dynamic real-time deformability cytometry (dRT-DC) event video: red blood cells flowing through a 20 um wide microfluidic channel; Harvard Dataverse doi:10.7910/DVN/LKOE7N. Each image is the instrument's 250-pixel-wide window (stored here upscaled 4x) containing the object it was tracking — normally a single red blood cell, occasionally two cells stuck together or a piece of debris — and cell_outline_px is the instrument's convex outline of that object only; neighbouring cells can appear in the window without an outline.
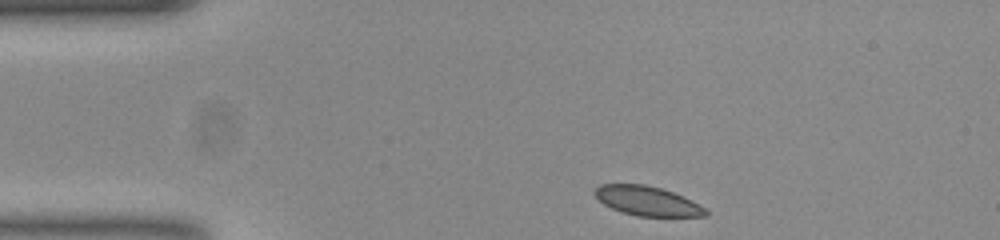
{"species": "common noctule bat (a hibernating species)", "species_latin": "Nyctalus noctula", "temperature_condition": "room temperature", "stored_images_in_passage": 45, "camera_frame_rate_fps": 3000, "um_per_image_px": 0.085, "animal": {"sex": "female", "body_mass_g": 23.0, "forearm_length_mm": 53.4}, "frame": {"image": 1, "passage_image": 1, "time_ms": 0.0, "image_size_px": [1000, 240], "cell_outline_px": [[708, 216], [636, 216], [612, 208], [604, 204], [592, 192], [600, 184], [644, 184], [660, 188], [672, 192], [700, 204], [708, 212]], "centroid_in_image_um": [55.01, 17.08], "position_along_channel_um": 30.0, "area_um2": 18.79}}
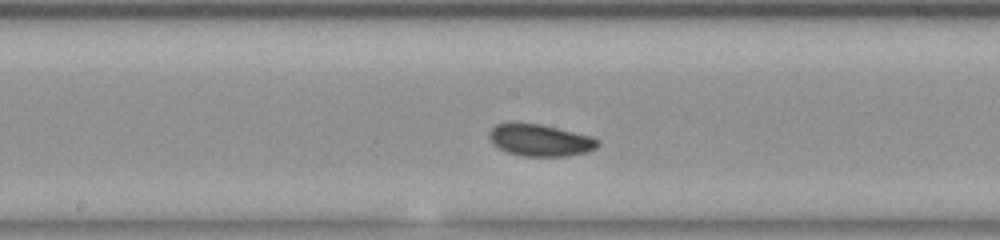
{"frame": {"image": 2, "passage_image": 19, "time_ms": 6.0, "image_size_px": [1000, 240], "cell_outline_px": [[600, 144], [596, 148], [588, 152], [568, 156], [520, 156], [508, 152], [492, 144], [488, 136], [488, 132], [496, 124], [540, 124], [592, 136], [600, 140]], "centroid_in_image_um": [45.95, 11.94], "position_along_channel_um": 202.3, "area_um2": 20.11}}
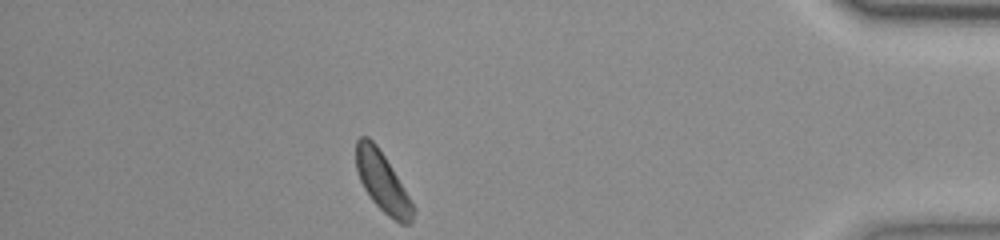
{"frame": {"image": 3, "passage_image": 39, "time_ms": 12.667, "image_size_px": [1000, 240], "cell_outline_px": [[416, 212], [412, 220], [408, 224], [400, 224], [388, 216], [372, 200], [364, 188], [360, 180], [356, 168], [356, 140], [360, 136], [368, 136], [376, 144], [392, 168], [416, 208]], "centroid_in_image_um": [32.52, 15.48], "position_along_channel_um": 402.7, "area_um2": 19.71}, "authors_computed_cell_mechanics": {"area_um2": 19.8832, "velocity_mm_per_s": 3.7256, "shape_relaxation_time_tau1_ms": 1.7698, "shape_relaxation_time_tau2_ms": null, "deformation_change_tau1": 0.0483, "deformation_change_tau2": null}}